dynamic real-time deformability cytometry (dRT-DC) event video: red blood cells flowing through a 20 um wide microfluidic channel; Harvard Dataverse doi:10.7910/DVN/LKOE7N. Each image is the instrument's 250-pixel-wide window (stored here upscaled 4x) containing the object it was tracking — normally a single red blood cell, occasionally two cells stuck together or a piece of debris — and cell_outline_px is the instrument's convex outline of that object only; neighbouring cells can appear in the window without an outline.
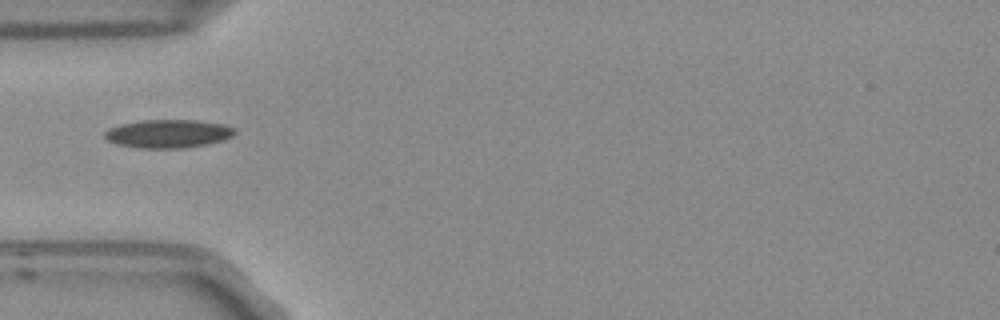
{"species": "Egyptian fruit bat (a non-hibernating species)", "species_latin": "Rousettus aegyptiacus", "temperature_condition": "room temperature", "stored_images_in_passage": 1, "camera_frame_rate_fps": 3000, "um_per_image_px": 0.085, "frame": {"image": 1, "passage_image": 1, "time_ms": 0.0, "image_size_px": [1000, 320], "cell_outline_px": [[236, 132], [232, 136], [224, 140], [208, 144], [184, 148], [144, 148], [116, 144], [108, 140], [104, 136], [104, 132], [108, 128], [120, 124], [140, 120], [196, 120], [224, 124], [236, 128]], "centroid_in_image_um": [14.31, 11.36], "position_along_channel_um": 70.7, "area_um2": 21.62}}